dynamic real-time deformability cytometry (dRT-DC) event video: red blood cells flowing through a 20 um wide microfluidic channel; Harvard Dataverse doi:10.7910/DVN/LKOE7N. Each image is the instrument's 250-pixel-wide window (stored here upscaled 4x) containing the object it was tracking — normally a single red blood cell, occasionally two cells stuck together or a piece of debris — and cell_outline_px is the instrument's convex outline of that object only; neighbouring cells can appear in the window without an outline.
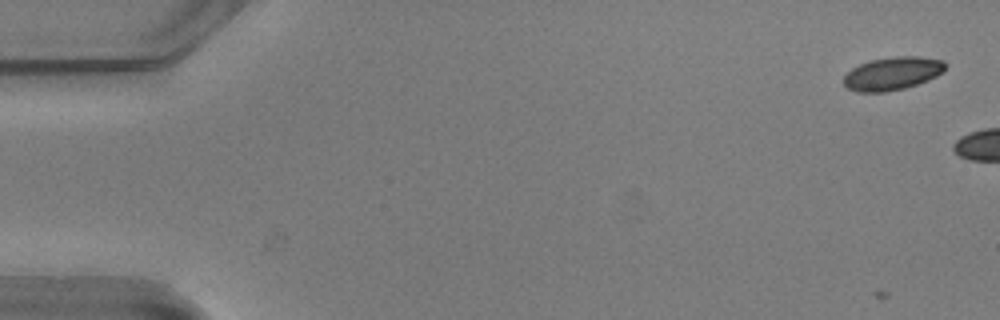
{"species": "common noctule bat (a hibernating species)", "species_latin": "Nyctalus noctula", "temperature_condition": "warm", "stored_images_in_passage": 10, "camera_frame_rate_fps": 3000, "um_per_image_px": 0.085, "animal": {"sex": "male", "body_mass_g": 20.5, "forearm_length_mm": 52.5}, "frame": {"image": 1, "passage_image": 3, "time_ms": 0.667, "image_size_px": [1000, 320], "cell_outline_px": [[948, 64], [936, 76], [928, 80], [904, 88], [884, 92], [856, 92], [848, 88], [844, 84], [844, 76], [852, 68], [860, 64], [872, 60], [896, 56], [920, 56], [944, 60]], "centroid_in_image_um": [75.86, 6.24], "position_along_channel_um": 9.1, "area_um2": 19.48}}